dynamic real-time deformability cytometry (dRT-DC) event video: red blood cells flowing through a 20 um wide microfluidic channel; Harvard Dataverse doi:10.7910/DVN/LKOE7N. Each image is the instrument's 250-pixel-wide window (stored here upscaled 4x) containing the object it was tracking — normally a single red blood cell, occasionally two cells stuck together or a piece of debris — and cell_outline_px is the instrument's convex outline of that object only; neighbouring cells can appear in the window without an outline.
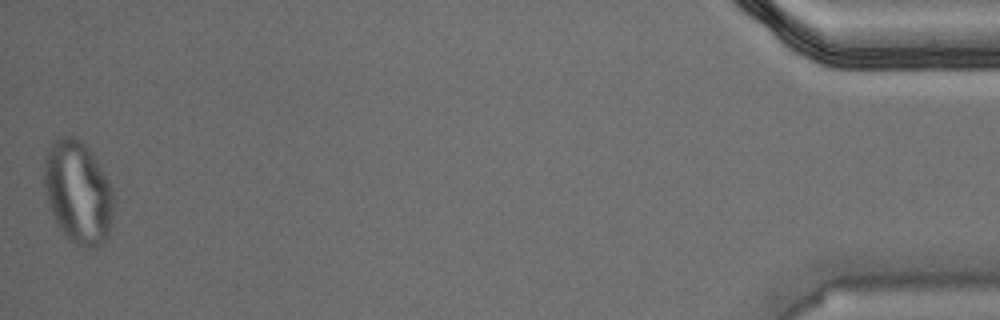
{"species": "Egyptian fruit bat (a non-hibernating species)", "species_latin": "Rousettus aegyptiacus", "temperature_condition": "warm", "stored_images_in_passage": 32, "camera_frame_rate_fps": 3000, "um_per_image_px": 0.085, "animal": {"sex": "male"}, "frame": {"image": 1, "passage_image": 32, "time_ms": 10.333, "image_size_px": [1000, 320], "cell_outline_px": [[112, 224], [104, 240], [96, 248], [84, 252], [64, 232], [48, 208], [44, 184], [44, 160], [48, 148], [56, 140], [64, 136], [72, 136], [80, 140], [88, 148], [104, 172], [112, 188]], "centroid_in_image_um": [6.62, 16.37], "position_along_channel_um": 428.6, "area_um2": 41.44}}